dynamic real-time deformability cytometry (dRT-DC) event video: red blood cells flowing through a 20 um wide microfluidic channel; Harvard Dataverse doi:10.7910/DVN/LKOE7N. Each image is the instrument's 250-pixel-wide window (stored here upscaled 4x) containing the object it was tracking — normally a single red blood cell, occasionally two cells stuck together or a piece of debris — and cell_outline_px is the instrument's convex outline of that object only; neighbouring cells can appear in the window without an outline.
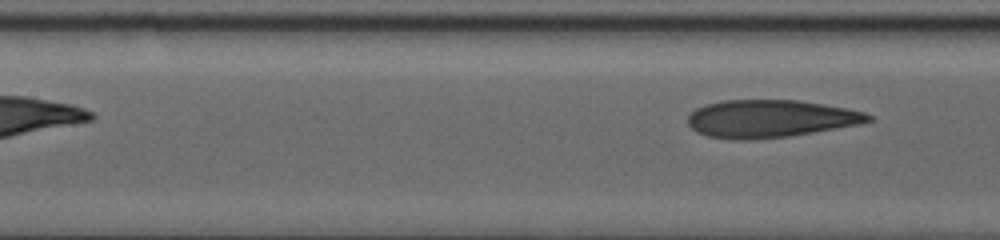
{"species": "human", "species_latin": "Homo sapiens", "temperature_condition": "warm", "stored_images_in_passage": 19, "segment_of_instrument_passage": [2, 2], "camera_frame_rate_fps": 3000, "um_per_image_px": 0.085, "donor": {"sex": "female"}, "frame": {"image": 1, "passage_image": 19, "time_ms": 8.333, "image_size_px": [1000, 240], "cell_outline_px": [[872, 120], [860, 124], [788, 136], [748, 140], [740, 140], [708, 136], [696, 132], [688, 124], [688, 116], [696, 108], [708, 104], [724, 100], [800, 100], [844, 108], [864, 112], [872, 116]], "centroid_in_image_um": [65.45, 10.08], "position_along_channel_um": 141.9, "area_um2": 39.19}}